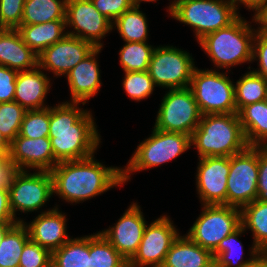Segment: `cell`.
Listing matches in <instances>:
<instances>
[{"mask_svg":"<svg viewBox=\"0 0 267 267\" xmlns=\"http://www.w3.org/2000/svg\"><path fill=\"white\" fill-rule=\"evenodd\" d=\"M95 8L111 23L132 7L131 0H91Z\"/></svg>","mask_w":267,"mask_h":267,"instance_id":"ab89813d","label":"cell"},{"mask_svg":"<svg viewBox=\"0 0 267 267\" xmlns=\"http://www.w3.org/2000/svg\"><path fill=\"white\" fill-rule=\"evenodd\" d=\"M8 157L16 170L31 168L50 172L58 164L54 159L49 137L30 139L18 135L10 143Z\"/></svg>","mask_w":267,"mask_h":267,"instance_id":"ac0fdd59","label":"cell"},{"mask_svg":"<svg viewBox=\"0 0 267 267\" xmlns=\"http://www.w3.org/2000/svg\"><path fill=\"white\" fill-rule=\"evenodd\" d=\"M78 105L66 101L50 108L49 138L57 162L89 158L98 148L100 134L92 114Z\"/></svg>","mask_w":267,"mask_h":267,"instance_id":"6da1fadb","label":"cell"},{"mask_svg":"<svg viewBox=\"0 0 267 267\" xmlns=\"http://www.w3.org/2000/svg\"><path fill=\"white\" fill-rule=\"evenodd\" d=\"M67 0H26L21 25L65 21Z\"/></svg>","mask_w":267,"mask_h":267,"instance_id":"83f0119b","label":"cell"},{"mask_svg":"<svg viewBox=\"0 0 267 267\" xmlns=\"http://www.w3.org/2000/svg\"><path fill=\"white\" fill-rule=\"evenodd\" d=\"M259 147L248 146L230 156L227 205L241 209L257 199Z\"/></svg>","mask_w":267,"mask_h":267,"instance_id":"30bf717a","label":"cell"},{"mask_svg":"<svg viewBox=\"0 0 267 267\" xmlns=\"http://www.w3.org/2000/svg\"><path fill=\"white\" fill-rule=\"evenodd\" d=\"M250 267H267V255L261 252Z\"/></svg>","mask_w":267,"mask_h":267,"instance_id":"681fc988","label":"cell"},{"mask_svg":"<svg viewBox=\"0 0 267 267\" xmlns=\"http://www.w3.org/2000/svg\"><path fill=\"white\" fill-rule=\"evenodd\" d=\"M137 204H131L115 226L100 232L128 261L137 252L147 225Z\"/></svg>","mask_w":267,"mask_h":267,"instance_id":"e0dca14e","label":"cell"},{"mask_svg":"<svg viewBox=\"0 0 267 267\" xmlns=\"http://www.w3.org/2000/svg\"><path fill=\"white\" fill-rule=\"evenodd\" d=\"M25 113L15 101L0 103V132L10 143L19 135Z\"/></svg>","mask_w":267,"mask_h":267,"instance_id":"d590c367","label":"cell"},{"mask_svg":"<svg viewBox=\"0 0 267 267\" xmlns=\"http://www.w3.org/2000/svg\"><path fill=\"white\" fill-rule=\"evenodd\" d=\"M26 0H0V28L17 29L21 25Z\"/></svg>","mask_w":267,"mask_h":267,"instance_id":"f35d334b","label":"cell"},{"mask_svg":"<svg viewBox=\"0 0 267 267\" xmlns=\"http://www.w3.org/2000/svg\"><path fill=\"white\" fill-rule=\"evenodd\" d=\"M176 1H179V0H174V1L170 4V6L168 7L169 14L171 13L173 4H174Z\"/></svg>","mask_w":267,"mask_h":267,"instance_id":"f5cc1de1","label":"cell"},{"mask_svg":"<svg viewBox=\"0 0 267 267\" xmlns=\"http://www.w3.org/2000/svg\"><path fill=\"white\" fill-rule=\"evenodd\" d=\"M194 59L187 51L173 46L154 49L148 73L156 86L170 89L190 87L195 69Z\"/></svg>","mask_w":267,"mask_h":267,"instance_id":"8fae6325","label":"cell"},{"mask_svg":"<svg viewBox=\"0 0 267 267\" xmlns=\"http://www.w3.org/2000/svg\"><path fill=\"white\" fill-rule=\"evenodd\" d=\"M37 65L38 55L23 42L18 30L0 28V66L21 72Z\"/></svg>","mask_w":267,"mask_h":267,"instance_id":"7402d4cb","label":"cell"},{"mask_svg":"<svg viewBox=\"0 0 267 267\" xmlns=\"http://www.w3.org/2000/svg\"><path fill=\"white\" fill-rule=\"evenodd\" d=\"M161 267H215V260L210 250L179 234Z\"/></svg>","mask_w":267,"mask_h":267,"instance_id":"603a6c76","label":"cell"},{"mask_svg":"<svg viewBox=\"0 0 267 267\" xmlns=\"http://www.w3.org/2000/svg\"><path fill=\"white\" fill-rule=\"evenodd\" d=\"M119 51L124 72L148 71L154 47L147 42H125Z\"/></svg>","mask_w":267,"mask_h":267,"instance_id":"836d02e7","label":"cell"},{"mask_svg":"<svg viewBox=\"0 0 267 267\" xmlns=\"http://www.w3.org/2000/svg\"><path fill=\"white\" fill-rule=\"evenodd\" d=\"M266 89L267 80L263 76L254 73L252 70L245 73L234 85L237 113L244 106L263 101Z\"/></svg>","mask_w":267,"mask_h":267,"instance_id":"f546056e","label":"cell"},{"mask_svg":"<svg viewBox=\"0 0 267 267\" xmlns=\"http://www.w3.org/2000/svg\"><path fill=\"white\" fill-rule=\"evenodd\" d=\"M18 267H51V252L29 239L23 247Z\"/></svg>","mask_w":267,"mask_h":267,"instance_id":"74e56055","label":"cell"},{"mask_svg":"<svg viewBox=\"0 0 267 267\" xmlns=\"http://www.w3.org/2000/svg\"><path fill=\"white\" fill-rule=\"evenodd\" d=\"M22 221L13 216L8 187H0V223H18Z\"/></svg>","mask_w":267,"mask_h":267,"instance_id":"ee69618b","label":"cell"},{"mask_svg":"<svg viewBox=\"0 0 267 267\" xmlns=\"http://www.w3.org/2000/svg\"><path fill=\"white\" fill-rule=\"evenodd\" d=\"M10 152V142L0 132V157H6Z\"/></svg>","mask_w":267,"mask_h":267,"instance_id":"c3c4849f","label":"cell"},{"mask_svg":"<svg viewBox=\"0 0 267 267\" xmlns=\"http://www.w3.org/2000/svg\"><path fill=\"white\" fill-rule=\"evenodd\" d=\"M191 145L198 150L199 158L230 157L248 147L237 113L202 115Z\"/></svg>","mask_w":267,"mask_h":267,"instance_id":"3957f363","label":"cell"},{"mask_svg":"<svg viewBox=\"0 0 267 267\" xmlns=\"http://www.w3.org/2000/svg\"><path fill=\"white\" fill-rule=\"evenodd\" d=\"M145 14L139 7L132 6L119 16L112 25L117 30L125 42H146L148 39V25Z\"/></svg>","mask_w":267,"mask_h":267,"instance_id":"d6a6232c","label":"cell"},{"mask_svg":"<svg viewBox=\"0 0 267 267\" xmlns=\"http://www.w3.org/2000/svg\"><path fill=\"white\" fill-rule=\"evenodd\" d=\"M65 24L74 27L67 35L78 37L91 43L95 48H102L101 39L112 31V23L102 15L91 0H67Z\"/></svg>","mask_w":267,"mask_h":267,"instance_id":"5bb4252c","label":"cell"},{"mask_svg":"<svg viewBox=\"0 0 267 267\" xmlns=\"http://www.w3.org/2000/svg\"><path fill=\"white\" fill-rule=\"evenodd\" d=\"M236 10H238V3L244 4L248 9L255 10V13H257L264 5L267 4V0H233Z\"/></svg>","mask_w":267,"mask_h":267,"instance_id":"7dc6e473","label":"cell"},{"mask_svg":"<svg viewBox=\"0 0 267 267\" xmlns=\"http://www.w3.org/2000/svg\"><path fill=\"white\" fill-rule=\"evenodd\" d=\"M239 16L227 27L205 35L198 42L217 68L232 67L253 61L256 30Z\"/></svg>","mask_w":267,"mask_h":267,"instance_id":"277c9868","label":"cell"},{"mask_svg":"<svg viewBox=\"0 0 267 267\" xmlns=\"http://www.w3.org/2000/svg\"><path fill=\"white\" fill-rule=\"evenodd\" d=\"M258 201H267V146L259 147Z\"/></svg>","mask_w":267,"mask_h":267,"instance_id":"7bdbcfd3","label":"cell"},{"mask_svg":"<svg viewBox=\"0 0 267 267\" xmlns=\"http://www.w3.org/2000/svg\"><path fill=\"white\" fill-rule=\"evenodd\" d=\"M101 48H95L81 62L67 74V81L71 91V102L85 105L86 101L97 94L101 87L100 70L95 56Z\"/></svg>","mask_w":267,"mask_h":267,"instance_id":"ffe728a7","label":"cell"},{"mask_svg":"<svg viewBox=\"0 0 267 267\" xmlns=\"http://www.w3.org/2000/svg\"><path fill=\"white\" fill-rule=\"evenodd\" d=\"M90 256V235L69 239L51 252V267H87Z\"/></svg>","mask_w":267,"mask_h":267,"instance_id":"f1b7e54d","label":"cell"},{"mask_svg":"<svg viewBox=\"0 0 267 267\" xmlns=\"http://www.w3.org/2000/svg\"><path fill=\"white\" fill-rule=\"evenodd\" d=\"M246 231L240 226L233 233L223 238L218 247L212 252L215 267H250L261 253L254 245L251 247L250 259L243 260V247L237 238Z\"/></svg>","mask_w":267,"mask_h":267,"instance_id":"484cf974","label":"cell"},{"mask_svg":"<svg viewBox=\"0 0 267 267\" xmlns=\"http://www.w3.org/2000/svg\"><path fill=\"white\" fill-rule=\"evenodd\" d=\"M161 101L154 128L192 136L202 113L191 88L170 89Z\"/></svg>","mask_w":267,"mask_h":267,"instance_id":"ba28073f","label":"cell"},{"mask_svg":"<svg viewBox=\"0 0 267 267\" xmlns=\"http://www.w3.org/2000/svg\"><path fill=\"white\" fill-rule=\"evenodd\" d=\"M241 226L253 233V245L260 251L267 250V201L254 200L242 207Z\"/></svg>","mask_w":267,"mask_h":267,"instance_id":"4316f807","label":"cell"},{"mask_svg":"<svg viewBox=\"0 0 267 267\" xmlns=\"http://www.w3.org/2000/svg\"><path fill=\"white\" fill-rule=\"evenodd\" d=\"M50 107L26 111L19 135L30 139L49 137Z\"/></svg>","mask_w":267,"mask_h":267,"instance_id":"e575fe53","label":"cell"},{"mask_svg":"<svg viewBox=\"0 0 267 267\" xmlns=\"http://www.w3.org/2000/svg\"><path fill=\"white\" fill-rule=\"evenodd\" d=\"M179 236L169 217L163 215L146 225L141 243L128 267H161L172 243Z\"/></svg>","mask_w":267,"mask_h":267,"instance_id":"4fadbf2b","label":"cell"},{"mask_svg":"<svg viewBox=\"0 0 267 267\" xmlns=\"http://www.w3.org/2000/svg\"><path fill=\"white\" fill-rule=\"evenodd\" d=\"M16 223H0V243L2 242L6 233L15 225Z\"/></svg>","mask_w":267,"mask_h":267,"instance_id":"f907efd6","label":"cell"},{"mask_svg":"<svg viewBox=\"0 0 267 267\" xmlns=\"http://www.w3.org/2000/svg\"><path fill=\"white\" fill-rule=\"evenodd\" d=\"M265 103L267 104V89H266V94H265V99H264Z\"/></svg>","mask_w":267,"mask_h":267,"instance_id":"db71d44e","label":"cell"},{"mask_svg":"<svg viewBox=\"0 0 267 267\" xmlns=\"http://www.w3.org/2000/svg\"><path fill=\"white\" fill-rule=\"evenodd\" d=\"M16 169L8 156L0 157V187H8Z\"/></svg>","mask_w":267,"mask_h":267,"instance_id":"f6af8a7d","label":"cell"},{"mask_svg":"<svg viewBox=\"0 0 267 267\" xmlns=\"http://www.w3.org/2000/svg\"><path fill=\"white\" fill-rule=\"evenodd\" d=\"M233 82L225 73L195 67L190 88L202 115L237 113Z\"/></svg>","mask_w":267,"mask_h":267,"instance_id":"52a82bcc","label":"cell"},{"mask_svg":"<svg viewBox=\"0 0 267 267\" xmlns=\"http://www.w3.org/2000/svg\"><path fill=\"white\" fill-rule=\"evenodd\" d=\"M17 71L0 66V103L14 101Z\"/></svg>","mask_w":267,"mask_h":267,"instance_id":"b9f144b4","label":"cell"},{"mask_svg":"<svg viewBox=\"0 0 267 267\" xmlns=\"http://www.w3.org/2000/svg\"><path fill=\"white\" fill-rule=\"evenodd\" d=\"M255 22L259 23L258 31L267 34V4L264 5L257 13L254 14Z\"/></svg>","mask_w":267,"mask_h":267,"instance_id":"bcb514c9","label":"cell"},{"mask_svg":"<svg viewBox=\"0 0 267 267\" xmlns=\"http://www.w3.org/2000/svg\"><path fill=\"white\" fill-rule=\"evenodd\" d=\"M10 207L16 211L33 212L44 206L53 193V178L49 171L28 173L15 170L8 186Z\"/></svg>","mask_w":267,"mask_h":267,"instance_id":"7c38bea8","label":"cell"},{"mask_svg":"<svg viewBox=\"0 0 267 267\" xmlns=\"http://www.w3.org/2000/svg\"><path fill=\"white\" fill-rule=\"evenodd\" d=\"M144 1V2H155L156 0H131L132 6L134 7H139L140 3Z\"/></svg>","mask_w":267,"mask_h":267,"instance_id":"816d5d0a","label":"cell"},{"mask_svg":"<svg viewBox=\"0 0 267 267\" xmlns=\"http://www.w3.org/2000/svg\"><path fill=\"white\" fill-rule=\"evenodd\" d=\"M53 193L66 202H81L93 198L114 186H121L122 168L105 167L94 155L81 160L63 161L50 171Z\"/></svg>","mask_w":267,"mask_h":267,"instance_id":"7a4b0ae2","label":"cell"},{"mask_svg":"<svg viewBox=\"0 0 267 267\" xmlns=\"http://www.w3.org/2000/svg\"><path fill=\"white\" fill-rule=\"evenodd\" d=\"M248 146H267V104L265 101L244 106L238 113Z\"/></svg>","mask_w":267,"mask_h":267,"instance_id":"d4e9b609","label":"cell"},{"mask_svg":"<svg viewBox=\"0 0 267 267\" xmlns=\"http://www.w3.org/2000/svg\"><path fill=\"white\" fill-rule=\"evenodd\" d=\"M253 61L259 60L260 68L253 70L254 73L263 76L267 80V34L256 30L253 40ZM258 59H257V58Z\"/></svg>","mask_w":267,"mask_h":267,"instance_id":"60d3db41","label":"cell"},{"mask_svg":"<svg viewBox=\"0 0 267 267\" xmlns=\"http://www.w3.org/2000/svg\"><path fill=\"white\" fill-rule=\"evenodd\" d=\"M87 267H128V260L99 231L90 235Z\"/></svg>","mask_w":267,"mask_h":267,"instance_id":"4dcf8cb0","label":"cell"},{"mask_svg":"<svg viewBox=\"0 0 267 267\" xmlns=\"http://www.w3.org/2000/svg\"><path fill=\"white\" fill-rule=\"evenodd\" d=\"M238 14L233 0H179L173 4L170 13L194 29L197 41L227 27L240 16Z\"/></svg>","mask_w":267,"mask_h":267,"instance_id":"5b68a950","label":"cell"},{"mask_svg":"<svg viewBox=\"0 0 267 267\" xmlns=\"http://www.w3.org/2000/svg\"><path fill=\"white\" fill-rule=\"evenodd\" d=\"M28 240L29 234L25 224L16 223L0 243V267H18L23 247Z\"/></svg>","mask_w":267,"mask_h":267,"instance_id":"1f68e13d","label":"cell"},{"mask_svg":"<svg viewBox=\"0 0 267 267\" xmlns=\"http://www.w3.org/2000/svg\"><path fill=\"white\" fill-rule=\"evenodd\" d=\"M65 29V21L20 25L17 28L23 42L37 55L57 41L62 40L67 35V33L64 32Z\"/></svg>","mask_w":267,"mask_h":267,"instance_id":"cb8c5ba5","label":"cell"},{"mask_svg":"<svg viewBox=\"0 0 267 267\" xmlns=\"http://www.w3.org/2000/svg\"><path fill=\"white\" fill-rule=\"evenodd\" d=\"M94 49L91 43L66 35L38 55V66L56 76L66 75Z\"/></svg>","mask_w":267,"mask_h":267,"instance_id":"2e32d148","label":"cell"},{"mask_svg":"<svg viewBox=\"0 0 267 267\" xmlns=\"http://www.w3.org/2000/svg\"><path fill=\"white\" fill-rule=\"evenodd\" d=\"M37 65L31 70L17 73L14 101L26 111L44 109L46 94L50 90V79Z\"/></svg>","mask_w":267,"mask_h":267,"instance_id":"44dd1931","label":"cell"},{"mask_svg":"<svg viewBox=\"0 0 267 267\" xmlns=\"http://www.w3.org/2000/svg\"><path fill=\"white\" fill-rule=\"evenodd\" d=\"M123 87L132 100L140 101L150 96L156 85L148 71H134L125 72Z\"/></svg>","mask_w":267,"mask_h":267,"instance_id":"8d00e7d4","label":"cell"},{"mask_svg":"<svg viewBox=\"0 0 267 267\" xmlns=\"http://www.w3.org/2000/svg\"><path fill=\"white\" fill-rule=\"evenodd\" d=\"M196 185L202 205H227L230 157H202L197 167Z\"/></svg>","mask_w":267,"mask_h":267,"instance_id":"9a60e30c","label":"cell"},{"mask_svg":"<svg viewBox=\"0 0 267 267\" xmlns=\"http://www.w3.org/2000/svg\"><path fill=\"white\" fill-rule=\"evenodd\" d=\"M190 147V135L165 132L154 128L151 136L139 144L125 169H122V183L130 179V173L153 168L173 160Z\"/></svg>","mask_w":267,"mask_h":267,"instance_id":"8992f818","label":"cell"},{"mask_svg":"<svg viewBox=\"0 0 267 267\" xmlns=\"http://www.w3.org/2000/svg\"><path fill=\"white\" fill-rule=\"evenodd\" d=\"M29 234V239L53 252L70 238L66 234L65 214L55 208L39 214L30 224L22 221Z\"/></svg>","mask_w":267,"mask_h":267,"instance_id":"d6986e66","label":"cell"},{"mask_svg":"<svg viewBox=\"0 0 267 267\" xmlns=\"http://www.w3.org/2000/svg\"><path fill=\"white\" fill-rule=\"evenodd\" d=\"M241 226L239 208L224 205H203L202 213L187 236L202 248L213 252L223 238Z\"/></svg>","mask_w":267,"mask_h":267,"instance_id":"9c48e42d","label":"cell"}]
</instances>
